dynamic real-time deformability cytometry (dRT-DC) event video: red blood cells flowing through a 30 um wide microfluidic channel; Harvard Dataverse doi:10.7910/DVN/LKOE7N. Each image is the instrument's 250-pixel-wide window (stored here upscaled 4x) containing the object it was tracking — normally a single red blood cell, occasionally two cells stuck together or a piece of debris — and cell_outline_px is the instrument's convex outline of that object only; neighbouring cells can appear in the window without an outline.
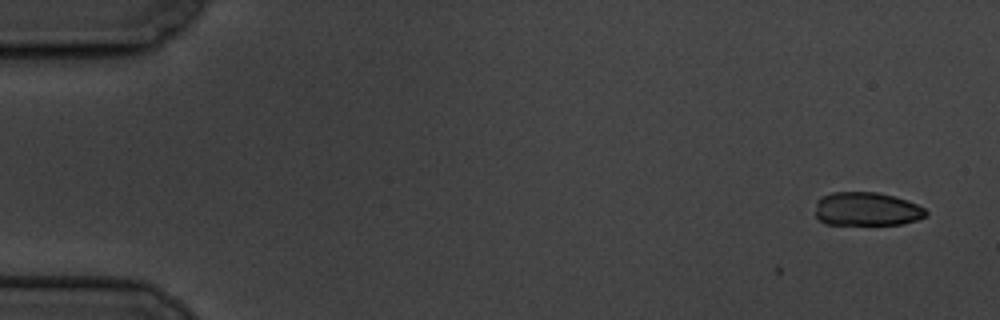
{"species": "common noctule bat (a hibernating species)", "species_latin": "Nyctalus noctula", "temperature_condition": "cold", "stored_images_in_passage": 4, "camera_frame_rate_fps": 3000, "um_per_image_px": 0.085, "animal": {"sex": "male", "body_mass_g": 19.5, "forearm_length_mm": 54.6}, "frame": {"image": 1, "passage_image": 1, "time_ms": 0.0, "image_size_px": [1000, 320], "cell_outline_px": [[928, 216], [904, 224], [824, 224], [816, 216], [816, 200], [820, 196], [832, 192], [876, 192], [892, 196], [916, 204], [924, 208], [928, 212]], "centroid_in_image_um": [73.65, 17.77], "position_along_channel_um": 11.4, "area_um2": 21.68}}